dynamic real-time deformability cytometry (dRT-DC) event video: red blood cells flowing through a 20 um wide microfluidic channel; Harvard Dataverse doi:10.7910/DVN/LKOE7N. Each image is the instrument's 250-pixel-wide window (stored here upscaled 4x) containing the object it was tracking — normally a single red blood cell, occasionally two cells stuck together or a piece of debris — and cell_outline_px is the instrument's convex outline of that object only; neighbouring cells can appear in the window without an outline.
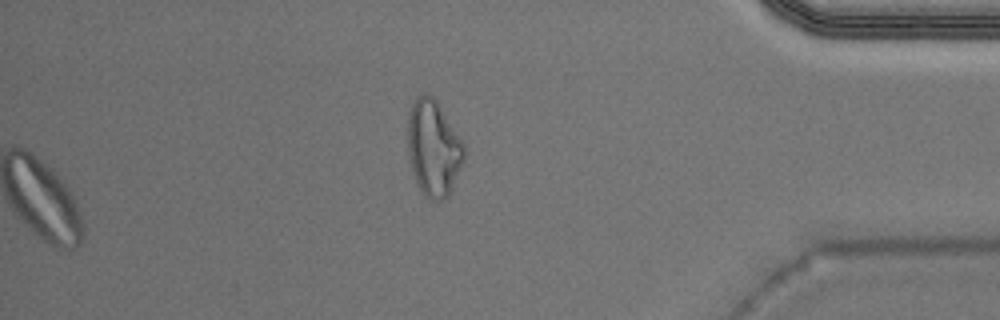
{"species": "Egyptian fruit bat (a non-hibernating species)", "species_latin": "Rousettus aegyptiacus", "temperature_condition": "warm", "stored_images_in_passage": 53, "segment_of_instrument_passage": [2, 2], "camera_frame_rate_fps": 3000, "um_per_image_px": 0.085, "animal": {"sex": "male"}, "frame": {"image": 1, "passage_image": 53, "time_ms": 17.333, "image_size_px": [1000, 320], "cell_outline_px": [[464, 160], [452, 188], [448, 196], [444, 200], [432, 200], [420, 188], [416, 180], [412, 168], [408, 152], [408, 112], [416, 96], [424, 92], [428, 92], [436, 100], [464, 144]], "centroid_in_image_um": [36.84, 12.55], "position_along_channel_um": 398.4, "area_um2": 31.15}}